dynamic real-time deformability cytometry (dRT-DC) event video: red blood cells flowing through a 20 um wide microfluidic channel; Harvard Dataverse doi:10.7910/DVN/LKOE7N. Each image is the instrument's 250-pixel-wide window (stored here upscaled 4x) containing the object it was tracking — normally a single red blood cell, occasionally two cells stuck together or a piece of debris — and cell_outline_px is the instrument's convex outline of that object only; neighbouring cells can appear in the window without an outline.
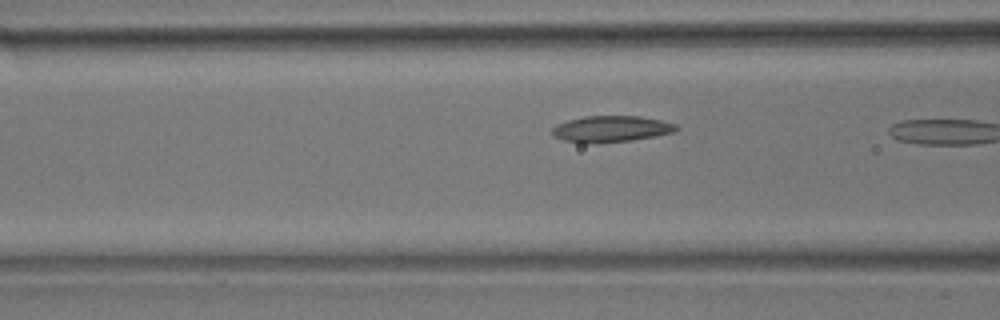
{"species": "common noctule bat (a hibernating species)", "species_latin": "Nyctalus noctula", "temperature_condition": "room temperature", "stored_images_in_passage": 5, "camera_frame_rate_fps": 3000, "um_per_image_px": 0.085, "animal": {"sex": "male", "body_mass_g": 17.9}, "frame": {"image": 1, "passage_image": 4, "time_ms": 1.0, "image_size_px": [1000, 320], "cell_outline_px": [[680, 128], [676, 132], [656, 136], [632, 140], [600, 144], [584, 144], [564, 140], [552, 136], [552, 128], [556, 124], [568, 120], [584, 116], [640, 116], [660, 120], [676, 124]], "centroid_in_image_um": [51.94, 10.97], "position_along_channel_um": 114.7, "area_um2": 19.42}}